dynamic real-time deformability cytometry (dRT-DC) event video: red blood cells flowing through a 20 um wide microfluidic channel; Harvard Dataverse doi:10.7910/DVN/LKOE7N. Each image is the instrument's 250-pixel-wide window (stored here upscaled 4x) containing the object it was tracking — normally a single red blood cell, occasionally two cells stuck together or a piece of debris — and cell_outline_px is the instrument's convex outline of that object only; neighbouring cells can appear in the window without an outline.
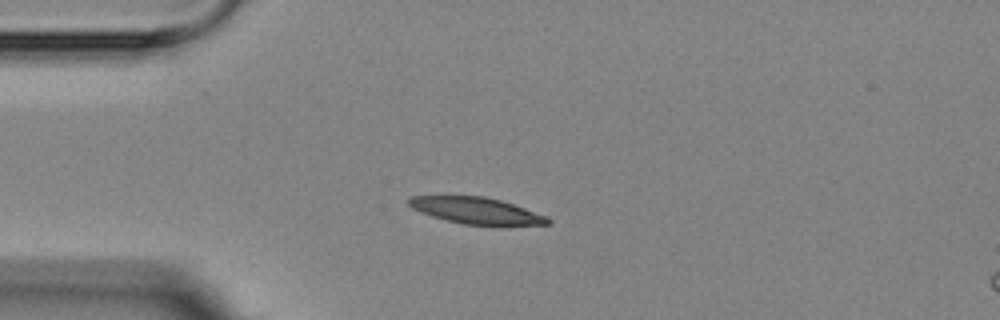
{"species": "Egyptian fruit bat (a non-hibernating species)", "species_latin": "Rousettus aegyptiacus", "temperature_condition": "room temperature", "stored_images_in_passage": 6, "camera_frame_rate_fps": 3000, "um_per_image_px": 0.085, "animal": {"sex": "female"}, "frame": {"image": 1, "passage_image": 4, "time_ms": 4.333, "image_size_px": [1000, 320], "cell_outline_px": [[552, 224], [500, 228], [464, 224], [432, 216], [420, 212], [412, 208], [408, 204], [408, 200], [412, 196], [484, 196], [500, 200], [548, 216], [552, 220]], "centroid_in_image_um": [40.62, 17.96], "position_along_channel_um": 44.4, "area_um2": 22.2}}
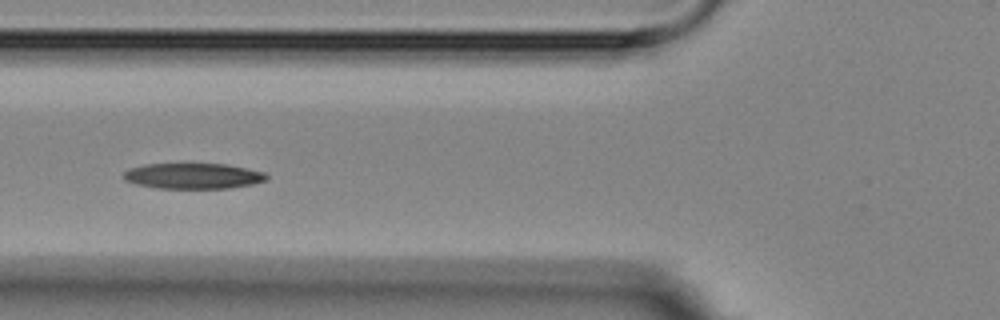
{"frame": {"image": 2, "passage_image": 6, "time_ms": 6.667, "image_size_px": [1000, 320], "cell_outline_px": [[268, 180], [252, 184], [228, 188], [156, 188], [136, 184], [124, 180], [120, 176], [128, 168], [144, 164], [228, 164], [264, 172], [268, 176]], "centroid_in_image_um": [16.38, 14.95], "position_along_channel_um": 109.4, "area_um2": 21.5}}